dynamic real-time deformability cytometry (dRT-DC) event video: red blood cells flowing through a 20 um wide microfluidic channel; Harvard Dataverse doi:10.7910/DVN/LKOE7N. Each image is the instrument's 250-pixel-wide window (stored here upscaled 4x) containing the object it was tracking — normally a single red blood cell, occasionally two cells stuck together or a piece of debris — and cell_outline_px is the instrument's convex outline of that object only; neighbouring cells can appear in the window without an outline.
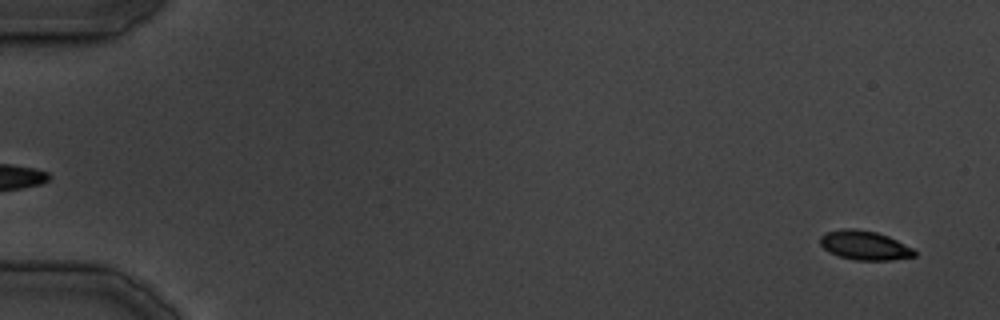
{"species": "common noctule bat (a hibernating species)", "species_latin": "Nyctalus noctula", "temperature_condition": "cold", "stored_images_in_passage": 39, "camera_frame_rate_fps": 3000, "um_per_image_px": 0.085, "animal": {"sex": "male", "body_mass_g": 19.5, "forearm_length_mm": 54.6}, "frame": {"image": 1, "passage_image": 2, "time_ms": 1.333, "image_size_px": [1000, 320], "cell_outline_px": [[916, 256], [892, 260], [856, 260], [840, 256], [828, 252], [820, 244], [820, 236], [824, 232], [844, 228], [856, 228], [876, 232], [888, 236], [912, 248], [916, 252]], "centroid_in_image_um": [73.46, 20.84], "position_along_channel_um": 11.5, "area_um2": 16.07}}
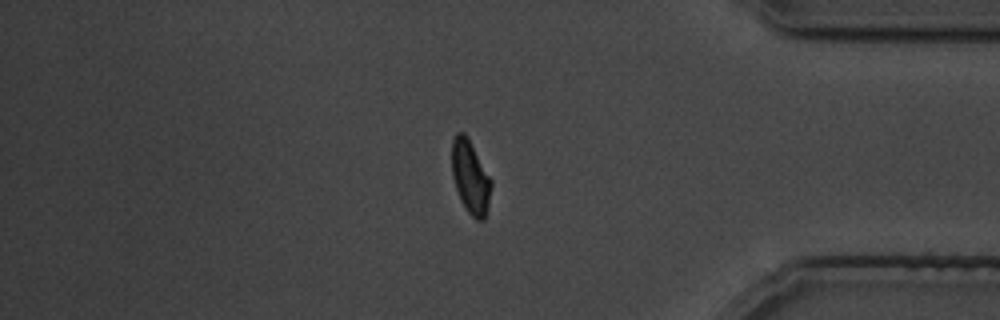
{"frame": {"image": 2, "passage_image": 33, "time_ms": 39.333, "image_size_px": [1000, 320], "cell_outline_px": [[492, 184], [488, 204], [484, 220], [476, 220], [468, 212], [460, 200], [452, 176], [452, 140], [456, 132], [464, 132], [468, 136], [492, 180]], "centroid_in_image_um": [39.98, 15.02], "position_along_channel_um": 395.2, "area_um2": 16.88}}